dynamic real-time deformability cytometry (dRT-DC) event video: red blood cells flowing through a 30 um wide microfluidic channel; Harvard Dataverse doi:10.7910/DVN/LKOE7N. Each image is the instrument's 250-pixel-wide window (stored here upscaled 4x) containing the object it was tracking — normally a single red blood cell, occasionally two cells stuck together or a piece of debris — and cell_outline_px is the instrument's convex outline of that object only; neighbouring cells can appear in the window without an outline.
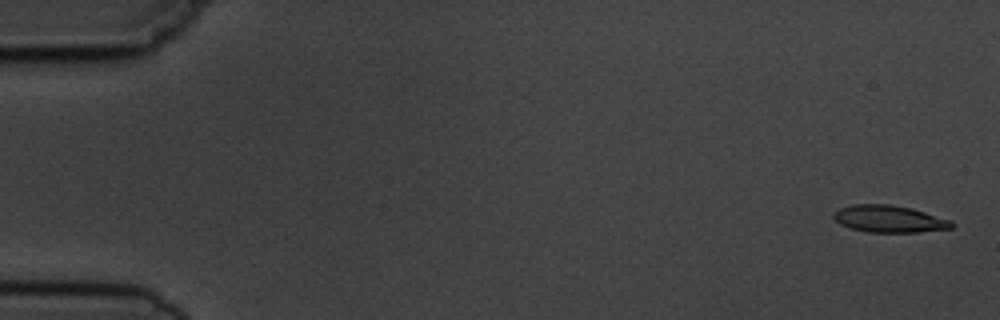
{"species": "common noctule bat (a hibernating species)", "species_latin": "Nyctalus noctula", "temperature_condition": "cold", "stored_images_in_passage": 3, "camera_frame_rate_fps": 3000, "um_per_image_px": 0.085, "animal": {"sex": "male", "body_mass_g": 19.5, "forearm_length_mm": 54.6}, "frame": {"image": 1, "passage_image": 1, "time_ms": 0.0, "image_size_px": [1000, 320], "cell_outline_px": [[956, 224], [952, 228], [920, 232], [868, 232], [852, 228], [840, 224], [832, 216], [840, 208], [852, 204], [888, 204], [912, 208], [952, 220]], "centroid_in_image_um": [75.63, 18.6], "position_along_channel_um": 9.4, "area_um2": 18.61}}